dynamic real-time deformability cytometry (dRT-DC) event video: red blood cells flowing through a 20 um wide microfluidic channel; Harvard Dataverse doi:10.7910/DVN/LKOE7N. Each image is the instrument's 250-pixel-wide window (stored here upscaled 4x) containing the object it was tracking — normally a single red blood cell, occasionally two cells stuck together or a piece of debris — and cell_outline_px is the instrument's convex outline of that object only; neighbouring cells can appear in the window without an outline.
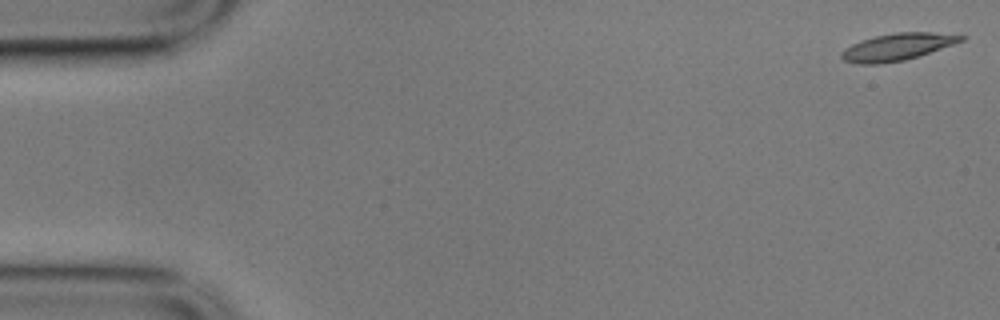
{"species": "common noctule bat (a hibernating species)", "species_latin": "Nyctalus noctula", "temperature_condition": "cold", "stored_images_in_passage": 57, "camera_frame_rate_fps": 3000, "um_per_image_px": 0.085, "animal": {"sex": "male", "body_mass_g": 17.9}, "frame": {"image": 1, "passage_image": 1, "time_ms": 0.0, "image_size_px": [1000, 320], "cell_outline_px": [[968, 36], [964, 40], [920, 56], [904, 60], [880, 64], [856, 64], [844, 60], [840, 56], [840, 52], [844, 48], [860, 40], [876, 36], [896, 32], [932, 32]], "centroid_in_image_um": [76.25, 3.99], "position_along_channel_um": 8.7, "area_um2": 18.96}}
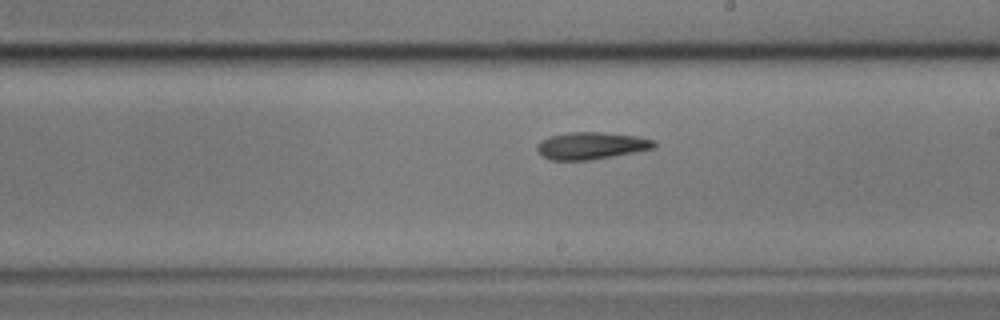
{"frame": {"image": 2, "passage_image": 32, "time_ms": 10.333, "image_size_px": [1000, 320], "cell_outline_px": [[656, 148], [636, 152], [588, 160], [552, 160], [544, 156], [536, 148], [536, 144], [540, 140], [548, 136], [568, 132], [600, 132], [636, 136], [656, 140]], "centroid_in_image_um": [50.26, 12.37], "position_along_channel_um": 238.7, "area_um2": 18.55}}
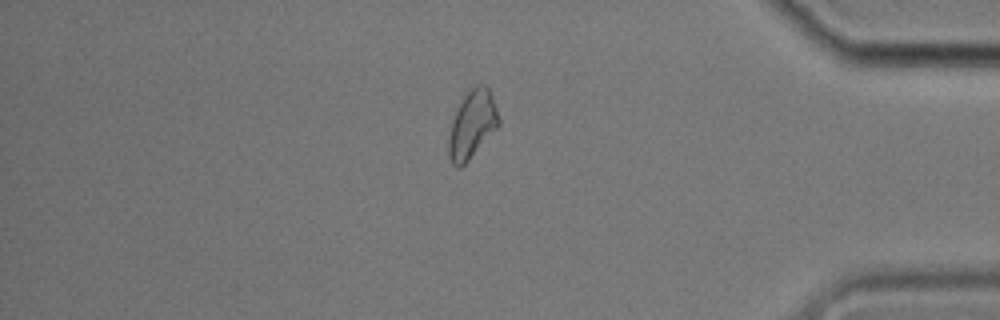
{"frame": {"image": 3, "passage_image": 48, "time_ms": 15.667, "image_size_px": [1000, 320], "cell_outline_px": [[500, 124], [468, 160], [460, 168], [456, 168], [452, 164], [448, 156], [448, 136], [452, 120], [464, 96], [476, 84], [484, 84], [488, 88], [500, 116]], "centroid_in_image_um": [40.12, 10.6], "position_along_channel_um": 395.1, "area_um2": 19.54}, "authors_computed_cell_mechanics": {"area_um2": 18.9006, "velocity_mm_per_s": 3.4948, "shape_relaxation_time_tau1_ms": 5.8423, "shape_relaxation_time_tau2_ms": null, "deformation_change_tau1": 0.1868, "deformation_change_tau2": null}}